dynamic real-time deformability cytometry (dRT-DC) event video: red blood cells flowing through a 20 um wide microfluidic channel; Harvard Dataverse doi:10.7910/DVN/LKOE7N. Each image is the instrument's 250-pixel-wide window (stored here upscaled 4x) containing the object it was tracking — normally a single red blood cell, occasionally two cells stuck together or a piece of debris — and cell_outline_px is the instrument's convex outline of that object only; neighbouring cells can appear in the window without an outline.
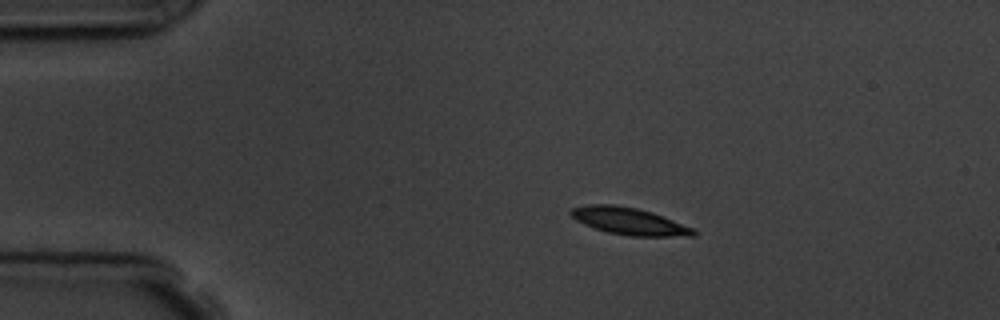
{"species": "common noctule bat (a hibernating species)", "species_latin": "Nyctalus noctula", "temperature_condition": "room temperature", "stored_images_in_passage": 5, "camera_frame_rate_fps": 3000, "um_per_image_px": 0.085, "animal": {"sex": "male", "body_mass_g": 19.5, "forearm_length_mm": 54.6}, "frame": {"image": 1, "passage_image": 3, "time_ms": 3.333, "image_size_px": [1000, 320], "cell_outline_px": [[696, 236], [628, 236], [608, 232], [584, 224], [576, 220], [568, 212], [572, 208], [584, 204], [616, 204], [636, 208], [652, 212], [696, 228]], "centroid_in_image_um": [53.5, 18.79], "position_along_channel_um": 31.5, "area_um2": 19.54}}
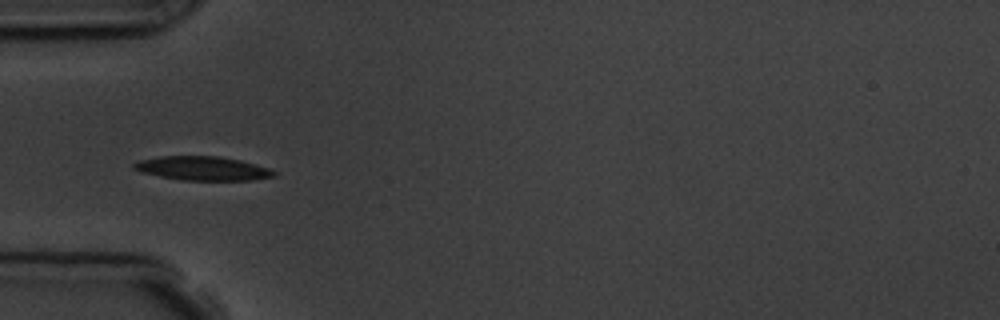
{"frame": {"image": 2, "passage_image": 5, "time_ms": 5.667, "image_size_px": [1000, 320], "cell_outline_px": [[276, 176], [252, 180], [180, 180], [140, 172], [132, 168], [132, 164], [140, 160], [160, 156], [216, 156], [240, 160], [256, 164], [268, 168], [276, 172]], "centroid_in_image_um": [17.21, 14.31], "position_along_channel_um": 67.8, "area_um2": 19.54}}